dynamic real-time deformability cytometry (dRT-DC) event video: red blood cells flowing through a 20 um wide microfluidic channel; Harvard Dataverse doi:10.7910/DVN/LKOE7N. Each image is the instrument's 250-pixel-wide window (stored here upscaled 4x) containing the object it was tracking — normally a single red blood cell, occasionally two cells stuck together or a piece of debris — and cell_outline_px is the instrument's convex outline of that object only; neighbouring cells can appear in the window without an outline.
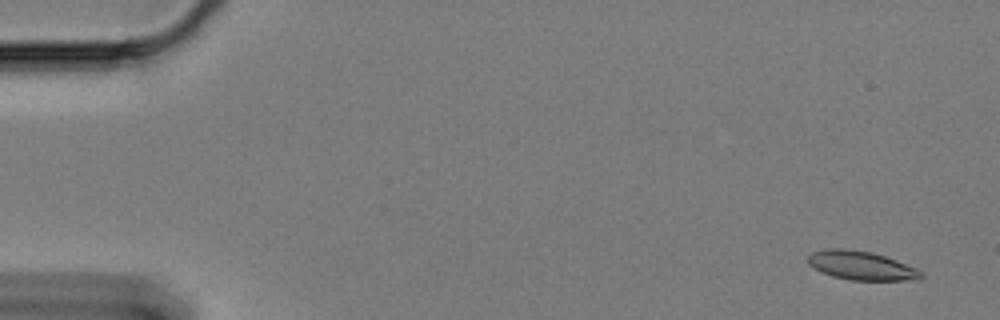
{"species": "Egyptian fruit bat (a non-hibernating species)", "species_latin": "Rousettus aegyptiacus", "temperature_condition": "cold", "stored_images_in_passage": 59, "camera_frame_rate_fps": 3000, "um_per_image_px": 0.085, "animal": {"sex": "female"}, "frame": {"image": 1, "passage_image": 1, "time_ms": 0.0, "image_size_px": [1000, 320], "cell_outline_px": [[924, 276], [920, 280], [848, 280], [832, 276], [820, 272], [808, 264], [808, 256], [812, 252], [828, 248], [840, 248], [872, 252], [896, 260], [916, 268]], "centroid_in_image_um": [73.19, 22.58], "position_along_channel_um": 11.8, "area_um2": 19.02}}
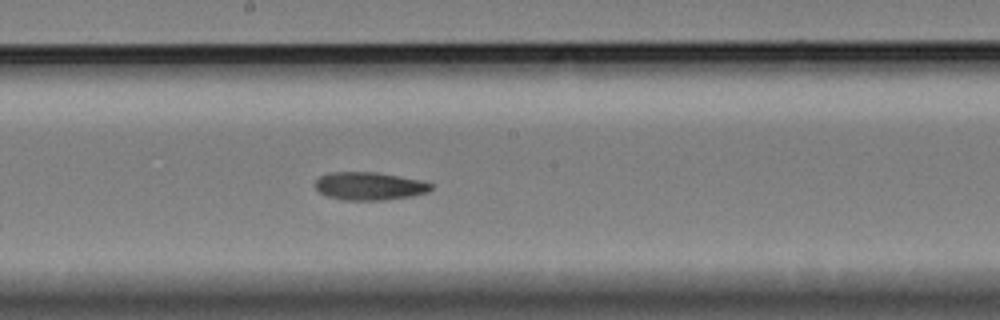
{"frame": {"image": 2, "passage_image": 31, "time_ms": 10.0, "image_size_px": [1000, 320], "cell_outline_px": [[432, 188], [428, 192], [412, 196], [384, 200], [344, 200], [328, 196], [320, 192], [312, 184], [320, 176], [328, 172], [376, 172], [420, 180], [432, 184]], "centroid_in_image_um": [31.37, 15.81], "position_along_channel_um": 216.8, "area_um2": 18.9}}
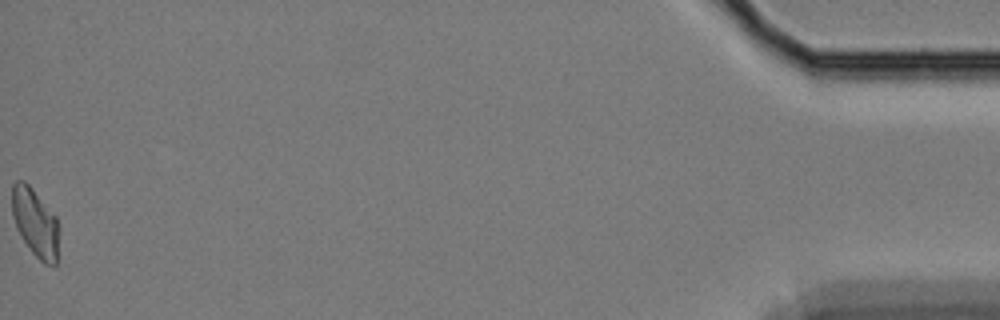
{"frame": {"image": 3, "passage_image": 59, "time_ms": 19.333, "image_size_px": [1000, 320], "cell_outline_px": [[60, 228], [56, 264], [44, 264], [32, 252], [20, 236], [16, 228], [12, 212], [12, 184], [16, 180], [24, 180], [32, 188], [56, 216]], "centroid_in_image_um": [3.0, 18.92], "position_along_channel_um": 432.2, "area_um2": 18.84}, "authors_computed_cell_mechanics": {"area_um2": 19.074, "velocity_mm_per_s": 3.312, "shape_relaxation_time_tau1_ms": 9.7541, "shape_relaxation_time_tau2_ms": 10.3469, "deformation_change_tau1": 0.199, "deformation_change_tau2": 0.1498}}